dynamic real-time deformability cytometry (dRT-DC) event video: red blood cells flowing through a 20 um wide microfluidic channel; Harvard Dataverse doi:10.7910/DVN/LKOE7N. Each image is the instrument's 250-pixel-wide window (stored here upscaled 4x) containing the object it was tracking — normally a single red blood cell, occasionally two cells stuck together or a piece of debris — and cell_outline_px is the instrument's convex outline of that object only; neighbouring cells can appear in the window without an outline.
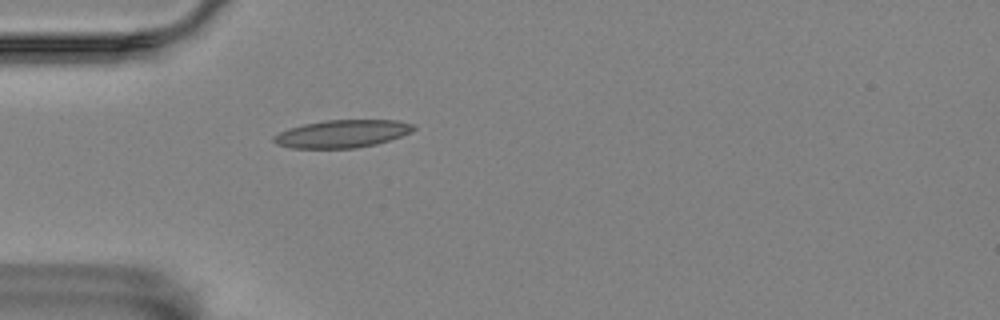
{"species": "Egyptian fruit bat (a non-hibernating species)", "species_latin": "Rousettus aegyptiacus", "temperature_condition": "room temperature", "stored_images_in_passage": 1, "camera_frame_rate_fps": 3000, "um_per_image_px": 0.085, "animal": {"sex": "female"}, "frame": {"image": 1, "passage_image": 1, "time_ms": 0.0, "image_size_px": [1000, 320], "cell_outline_px": [[416, 128], [412, 132], [376, 144], [356, 148], [292, 148], [276, 144], [272, 140], [272, 136], [288, 128], [304, 124], [324, 120], [396, 120], [412, 124]], "centroid_in_image_um": [29.05, 11.37], "position_along_channel_um": 55.9, "area_um2": 22.54}}